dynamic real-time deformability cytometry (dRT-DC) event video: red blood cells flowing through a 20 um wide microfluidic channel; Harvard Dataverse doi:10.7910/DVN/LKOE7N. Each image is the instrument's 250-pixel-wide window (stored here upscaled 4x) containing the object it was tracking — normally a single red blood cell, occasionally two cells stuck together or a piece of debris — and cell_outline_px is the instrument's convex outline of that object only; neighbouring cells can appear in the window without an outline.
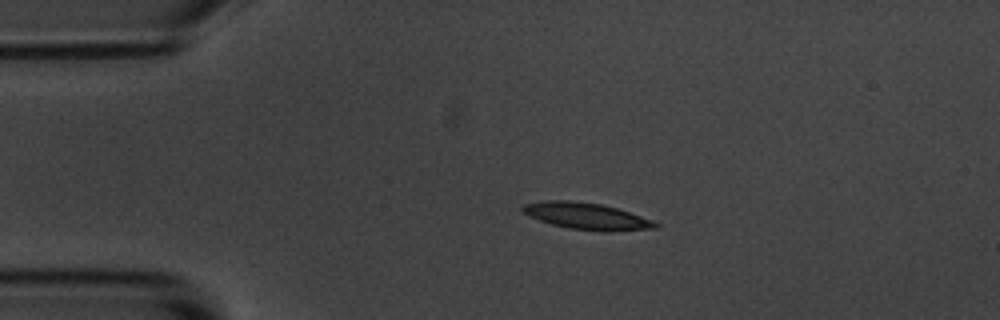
{"species": "common noctule bat (a hibernating species)", "species_latin": "Nyctalus noctula", "temperature_condition": "room temperature", "stored_images_in_passage": 44, "camera_frame_rate_fps": 3000, "um_per_image_px": 0.085, "animal": {"sex": "male", "body_mass_g": 20.1, "forearm_length_mm": 53.5}, "frame": {"image": 1, "passage_image": 1, "time_ms": 0.0, "image_size_px": [1000, 320], "cell_outline_px": [[660, 224], [656, 228], [608, 232], [600, 232], [568, 228], [552, 224], [528, 216], [520, 208], [524, 204], [548, 200], [568, 200], [600, 204], [616, 208], [652, 220]], "centroid_in_image_um": [49.86, 18.38], "position_along_channel_um": 35.1, "area_um2": 20.52}}
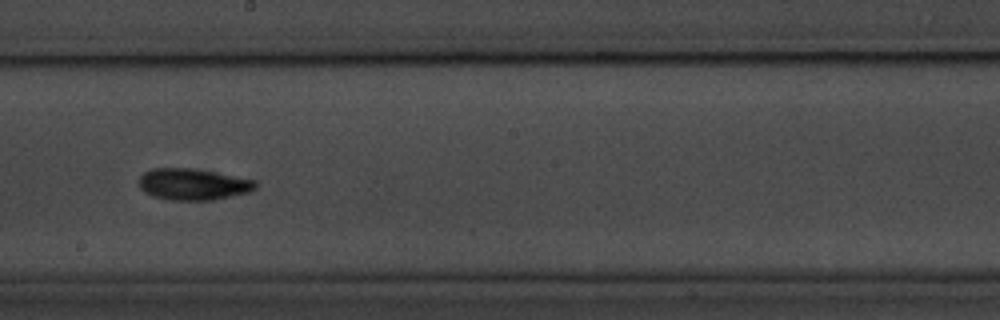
{"frame": {"image": 2, "passage_image": 20, "time_ms": 6.333, "image_size_px": [1000, 320], "cell_outline_px": [[256, 188], [248, 192], [232, 196], [212, 200], [168, 200], [152, 196], [144, 192], [140, 188], [140, 176], [144, 172], [152, 168], [192, 168], [256, 180]], "centroid_in_image_um": [16.38, 15.67], "position_along_channel_um": 231.8, "area_um2": 21.33}}
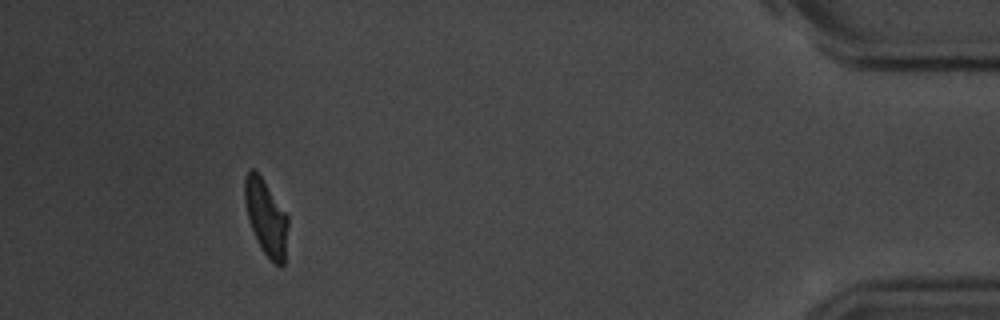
{"frame": {"image": 3, "passage_image": 40, "time_ms": 13.0, "image_size_px": [1000, 320], "cell_outline_px": [[288, 224], [284, 264], [280, 268], [260, 248], [256, 240], [248, 216], [244, 200], [244, 176], [248, 168], [252, 168], [260, 176], [288, 216]], "centroid_in_image_um": [22.6, 18.48], "position_along_channel_um": 412.6, "area_um2": 18.84}, "authors_computed_cell_mechanics": {"area_um2": 19.9699, "velocity_mm_per_s": 3.6537, "shape_relaxation_time_tau1_ms": 3.4076, "shape_relaxation_time_tau2_ms": 4.5294, "deformation_change_tau1": 0.1472, "deformation_change_tau2": 0.1293}}